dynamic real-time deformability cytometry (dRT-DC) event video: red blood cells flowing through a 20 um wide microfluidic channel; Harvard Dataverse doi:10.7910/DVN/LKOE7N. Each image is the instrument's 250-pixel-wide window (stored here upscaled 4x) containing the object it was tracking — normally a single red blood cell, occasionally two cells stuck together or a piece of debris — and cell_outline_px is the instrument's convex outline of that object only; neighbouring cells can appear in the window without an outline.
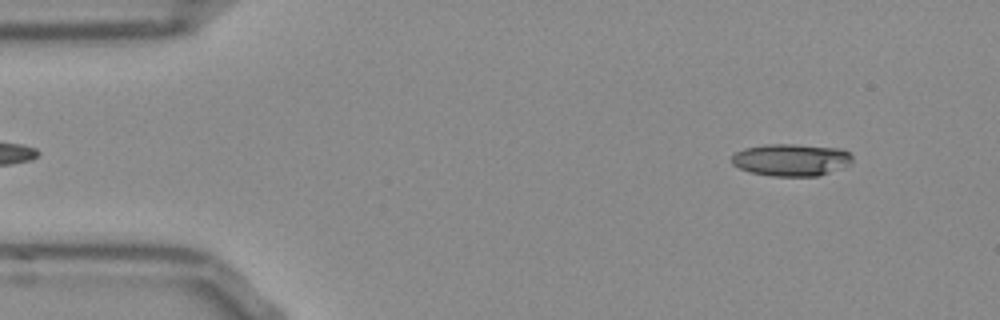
{"species": "Egyptian fruit bat (a non-hibernating species)", "species_latin": "Rousettus aegyptiacus", "temperature_condition": "room temperature", "stored_images_in_passage": 52, "camera_frame_rate_fps": 3000, "um_per_image_px": 0.085, "frame": {"image": 1, "passage_image": 5, "time_ms": 1.333, "image_size_px": [1000, 320], "cell_outline_px": [[852, 164], [816, 176], [772, 176], [752, 172], [740, 168], [732, 164], [732, 156], [736, 152], [744, 148], [764, 144], [792, 144], [840, 148], [848, 152], [852, 156]], "centroid_in_image_um": [67.25, 13.58], "position_along_channel_um": 17.8, "area_um2": 22.54}}
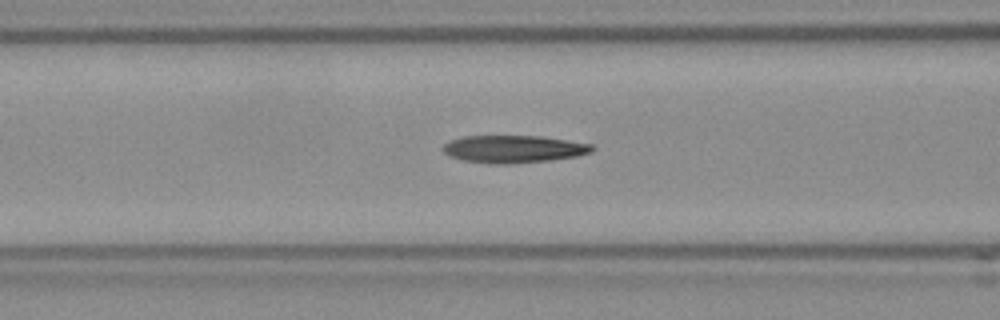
{"frame": {"image": 2, "passage_image": 20, "time_ms": 6.333, "image_size_px": [1000, 320], "cell_outline_px": [[596, 148], [592, 152], [576, 156], [548, 160], [504, 164], [496, 164], [464, 160], [452, 156], [444, 152], [444, 144], [452, 140], [464, 136], [544, 136], [592, 144]], "centroid_in_image_um": [43.72, 12.65], "position_along_channel_um": 122.9, "area_um2": 23.58}}
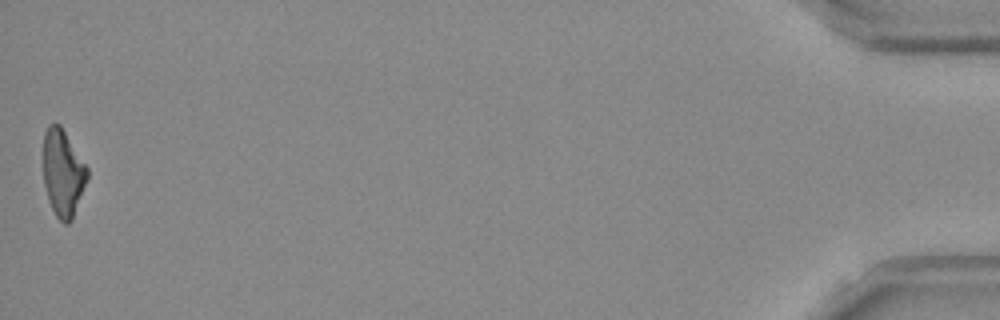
{"frame": {"image": 3, "passage_image": 52, "time_ms": 17.0, "image_size_px": [1000, 320], "cell_outline_px": [[88, 180], [72, 220], [68, 224], [64, 224], [56, 216], [48, 200], [44, 184], [44, 132], [48, 124], [60, 124], [88, 168]], "centroid_in_image_um": [5.36, 14.72], "position_along_channel_um": 429.8, "area_um2": 22.31}, "authors_computed_cell_mechanics": {"area_um2": 23.2645, "velocity_mm_per_s": 3.8315, "shape_relaxation_time_tau1_ms": 9.7531, "shape_relaxation_time_tau2_ms": 2.5886, "deformation_change_tau1": 0.2803, "deformation_change_tau2": 0.1368}}